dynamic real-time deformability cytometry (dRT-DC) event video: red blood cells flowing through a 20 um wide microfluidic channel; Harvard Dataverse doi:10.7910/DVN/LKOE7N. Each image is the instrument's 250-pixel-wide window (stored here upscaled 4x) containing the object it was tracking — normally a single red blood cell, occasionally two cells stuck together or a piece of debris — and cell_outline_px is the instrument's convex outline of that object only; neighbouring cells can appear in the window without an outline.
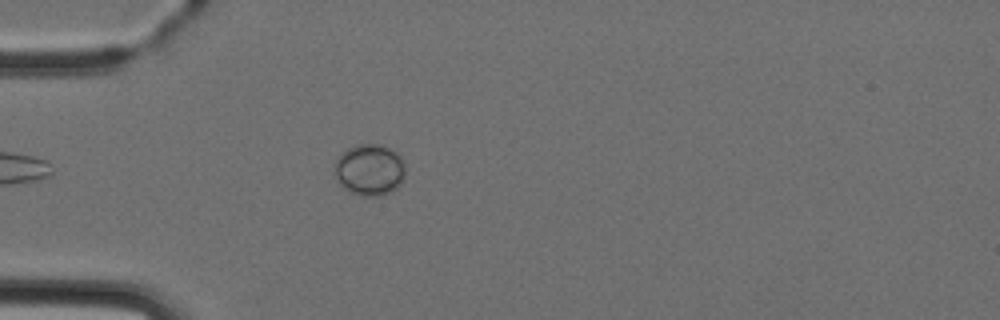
{"species": "Egyptian fruit bat (a non-hibernating species)", "species_latin": "Rousettus aegyptiacus", "temperature_condition": "cold", "stored_images_in_passage": 5, "camera_frame_rate_fps": 3000, "um_per_image_px": 0.085, "animal": {"sex": "female"}, "frame": {"image": 1, "passage_image": 5, "time_ms": 4.667, "image_size_px": [1000, 320], "cell_outline_px": [[404, 180], [396, 188], [380, 196], [360, 196], [348, 192], [336, 180], [336, 160], [348, 148], [356, 144], [380, 144], [396, 152], [400, 156], [404, 164]], "centroid_in_image_um": [31.42, 14.45], "position_along_channel_um": 53.6, "area_um2": 21.15}}